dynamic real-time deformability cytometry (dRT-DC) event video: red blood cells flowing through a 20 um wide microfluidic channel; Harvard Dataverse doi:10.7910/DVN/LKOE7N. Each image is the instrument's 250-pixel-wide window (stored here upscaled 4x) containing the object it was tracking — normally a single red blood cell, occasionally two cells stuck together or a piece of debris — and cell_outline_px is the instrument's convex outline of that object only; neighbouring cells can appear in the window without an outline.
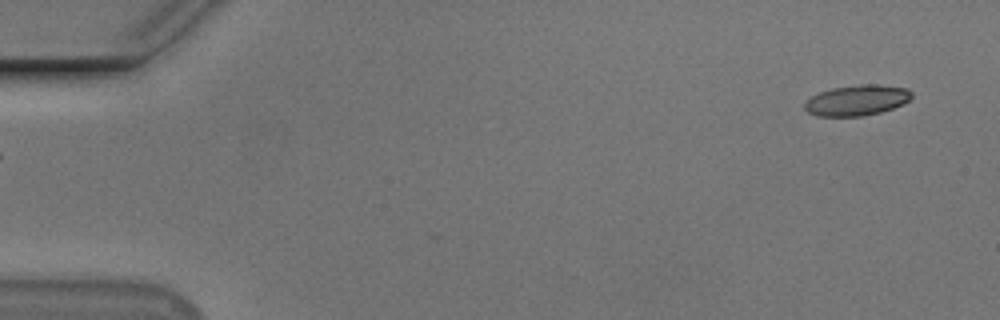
{"species": "Egyptian fruit bat (a non-hibernating species)", "species_latin": "Rousettus aegyptiacus", "temperature_condition": "cold", "stored_images_in_passage": 4, "camera_frame_rate_fps": 3000, "um_per_image_px": 0.085, "animal": {"sex": "male"}, "frame": {"image": 1, "passage_image": 4, "time_ms": 3.333, "image_size_px": [1000, 320], "cell_outline_px": [[912, 96], [908, 100], [892, 108], [880, 112], [860, 116], [816, 116], [808, 112], [804, 108], [804, 100], [820, 92], [832, 88], [860, 84], [876, 84], [908, 88], [912, 92]], "centroid_in_image_um": [72.8, 8.51], "position_along_channel_um": 12.2, "area_um2": 19.02}}